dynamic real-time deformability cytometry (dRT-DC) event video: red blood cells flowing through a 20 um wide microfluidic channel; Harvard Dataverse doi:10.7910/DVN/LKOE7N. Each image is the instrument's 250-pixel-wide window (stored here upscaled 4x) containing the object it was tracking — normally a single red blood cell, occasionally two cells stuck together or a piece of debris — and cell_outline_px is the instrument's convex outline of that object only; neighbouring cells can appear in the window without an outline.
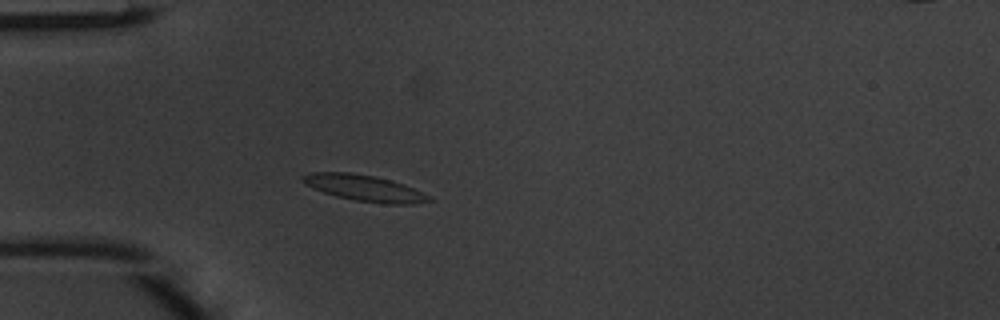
{"species": "common noctule bat (a hibernating species)", "species_latin": "Nyctalus noctula", "temperature_condition": "warm", "stored_images_in_passage": 40, "camera_frame_rate_fps": 3000, "um_per_image_px": 0.085, "animal": {"sex": "male", "body_mass_g": 20.1, "forearm_length_mm": 53.5}, "frame": {"image": 1, "passage_image": 5, "time_ms": 1.333, "image_size_px": [1000, 320], "cell_outline_px": [[436, 200], [412, 204], [384, 204], [356, 200], [336, 196], [312, 188], [304, 184], [300, 180], [300, 176], [308, 172], [352, 172], [376, 176], [404, 184], [432, 196]], "centroid_in_image_um": [30.98, 15.98], "position_along_channel_um": 54.0, "area_um2": 19.59}}
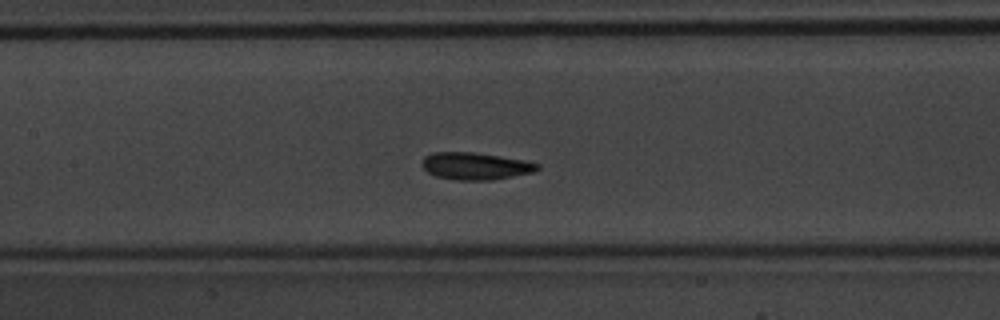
{"frame": {"image": 2, "passage_image": 14, "time_ms": 4.333, "image_size_px": [1000, 320], "cell_outline_px": [[540, 168], [532, 172], [492, 180], [456, 180], [436, 176], [428, 172], [420, 164], [424, 156], [432, 152], [476, 152], [524, 160], [540, 164]], "centroid_in_image_um": [40.38, 14.1], "position_along_channel_um": 167.0, "area_um2": 18.32}}
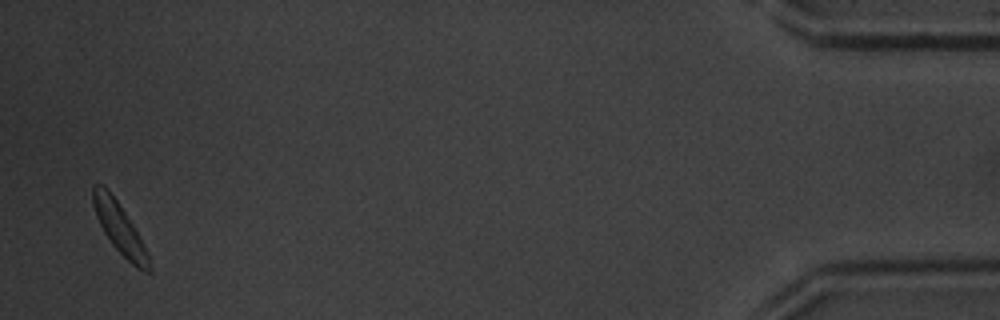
{"frame": {"image": 3, "passage_image": 39, "time_ms": 12.667, "image_size_px": [1000, 320], "cell_outline_px": [[152, 272], [144, 272], [136, 268], [112, 244], [104, 232], [96, 216], [92, 204], [92, 188], [96, 184], [100, 184], [116, 200], [132, 224], [148, 252], [152, 268]], "centroid_in_image_um": [10.18, 19.47], "position_along_channel_um": 425.0, "area_um2": 16.07}, "authors_computed_cell_mechanics": {"area_um2": 17.4267, "velocity_mm_per_s": 4.0648, "shape_relaxation_time_tau1_ms": 4.7413, "shape_relaxation_time_tau2_ms": 3.0389, "deformation_change_tau1": 0.1572, "deformation_change_tau2": 0.0792}}